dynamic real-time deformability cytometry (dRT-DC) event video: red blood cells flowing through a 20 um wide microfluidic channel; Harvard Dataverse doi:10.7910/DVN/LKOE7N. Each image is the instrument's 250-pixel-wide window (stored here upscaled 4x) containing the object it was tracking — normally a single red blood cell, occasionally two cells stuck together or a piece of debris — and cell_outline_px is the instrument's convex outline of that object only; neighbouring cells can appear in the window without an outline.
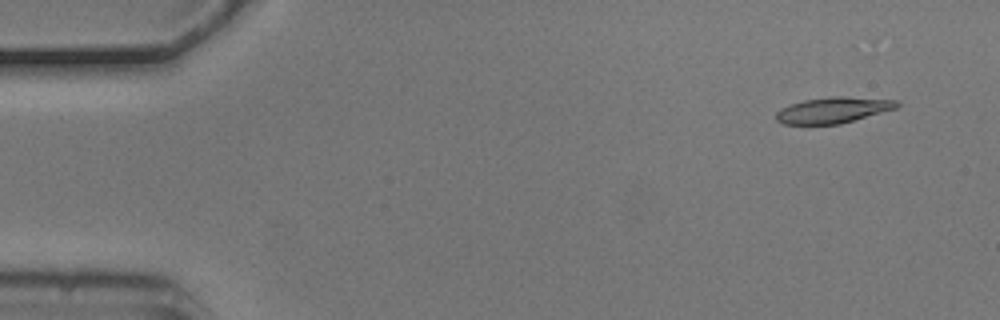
{"species": "common noctule bat (a hibernating species)", "species_latin": "Nyctalus noctula", "temperature_condition": "cold", "stored_images_in_passage": 4, "camera_frame_rate_fps": 3000, "um_per_image_px": 0.085, "animal": {"sex": "male", "body_mass_g": 20.5, "forearm_length_mm": 52.5}, "frame": {"image": 1, "passage_image": 1, "time_ms": 0.0, "image_size_px": [1000, 320], "cell_outline_px": [[900, 104], [896, 108], [840, 124], [780, 124], [776, 120], [776, 112], [780, 108], [804, 100], [832, 96], [840, 96], [900, 100]], "centroid_in_image_um": [70.81, 9.35], "position_along_channel_um": 14.2, "area_um2": 18.21}}